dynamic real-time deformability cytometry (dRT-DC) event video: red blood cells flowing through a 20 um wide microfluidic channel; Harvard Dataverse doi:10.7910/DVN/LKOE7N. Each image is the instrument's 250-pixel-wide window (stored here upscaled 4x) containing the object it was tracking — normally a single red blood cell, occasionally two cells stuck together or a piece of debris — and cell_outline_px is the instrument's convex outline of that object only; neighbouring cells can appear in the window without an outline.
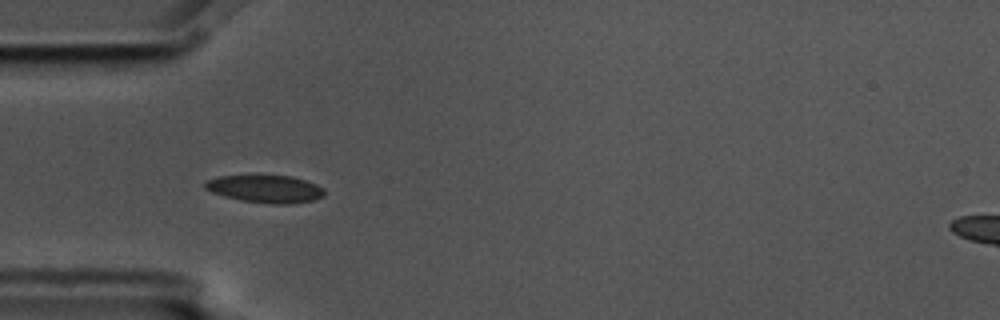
{"species": "common noctule bat (a hibernating species)", "species_latin": "Nyctalus noctula", "temperature_condition": "cold", "stored_images_in_passage": 7, "camera_frame_rate_fps": 3000, "um_per_image_px": 0.085, "animal": {"sex": "male", "body_mass_g": 17.5, "forearm_length_mm": 52.3}, "frame": {"image": 1, "passage_image": 5, "time_ms": 1.333, "image_size_px": [1000, 320], "cell_outline_px": [[324, 196], [316, 200], [292, 204], [272, 204], [240, 200], [224, 196], [212, 192], [204, 188], [204, 184], [208, 180], [220, 176], [292, 176], [316, 184], [324, 188]], "centroid_in_image_um": [22.6, 16.07], "position_along_channel_um": 62.4, "area_um2": 19.13}}